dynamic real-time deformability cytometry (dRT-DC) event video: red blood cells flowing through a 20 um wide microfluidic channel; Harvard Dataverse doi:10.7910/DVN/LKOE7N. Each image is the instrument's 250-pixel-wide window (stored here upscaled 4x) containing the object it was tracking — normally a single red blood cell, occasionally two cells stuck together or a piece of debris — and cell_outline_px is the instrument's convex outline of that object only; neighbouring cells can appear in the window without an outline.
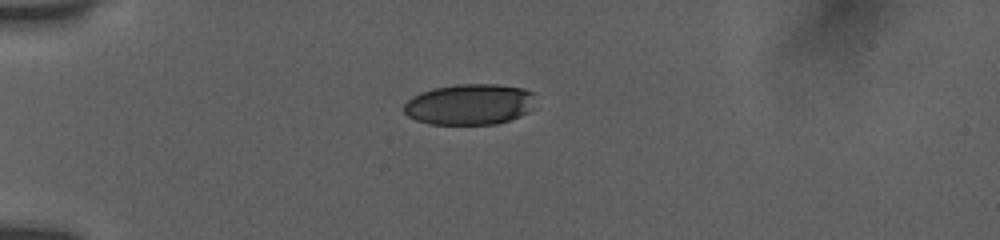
{"species": "human", "species_latin": "Homo sapiens", "temperature_condition": "room temperature", "stored_images_in_passage": 7, "camera_frame_rate_fps": 3000, "um_per_image_px": 0.085, "donor": {"sex": "female"}, "frame": {"image": 1, "passage_image": 1, "time_ms": 0.0, "image_size_px": [1000, 240], "cell_outline_px": [[532, 92], [528, 112], [520, 116], [496, 124], [428, 124], [416, 120], [408, 116], [404, 112], [404, 104], [412, 96], [420, 92], [436, 88], [456, 84], [496, 84], [524, 88]], "centroid_in_image_um": [39.85, 8.87], "position_along_channel_um": 45.2, "area_um2": 31.04}}
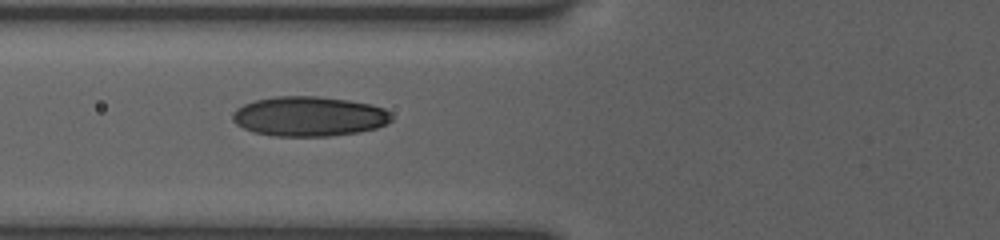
{"frame": {"image": 2, "passage_image": 5, "time_ms": 2.333, "image_size_px": [1000, 240], "cell_outline_px": [[392, 120], [388, 124], [376, 128], [356, 132], [328, 136], [272, 136], [252, 132], [236, 124], [232, 120], [232, 112], [236, 108], [244, 104], [256, 100], [276, 96], [316, 96], [348, 100], [372, 104], [384, 108], [392, 116]], "centroid_in_image_um": [26.26, 9.89], "position_along_channel_um": 99.5, "area_um2": 36.99}}
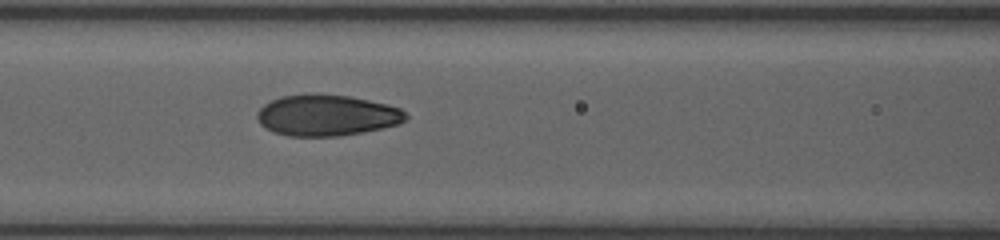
{"frame": {"image": 3, "passage_image": 7, "time_ms": 3.333, "image_size_px": [1000, 240], "cell_outline_px": [[408, 116], [404, 120], [396, 124], [380, 128], [340, 136], [288, 136], [272, 132], [260, 124], [256, 116], [256, 112], [264, 104], [280, 96], [304, 92], [312, 92], [348, 96], [388, 104], [400, 108]], "centroid_in_image_um": [27.7, 9.77], "position_along_channel_um": 138.9, "area_um2": 35.89}}